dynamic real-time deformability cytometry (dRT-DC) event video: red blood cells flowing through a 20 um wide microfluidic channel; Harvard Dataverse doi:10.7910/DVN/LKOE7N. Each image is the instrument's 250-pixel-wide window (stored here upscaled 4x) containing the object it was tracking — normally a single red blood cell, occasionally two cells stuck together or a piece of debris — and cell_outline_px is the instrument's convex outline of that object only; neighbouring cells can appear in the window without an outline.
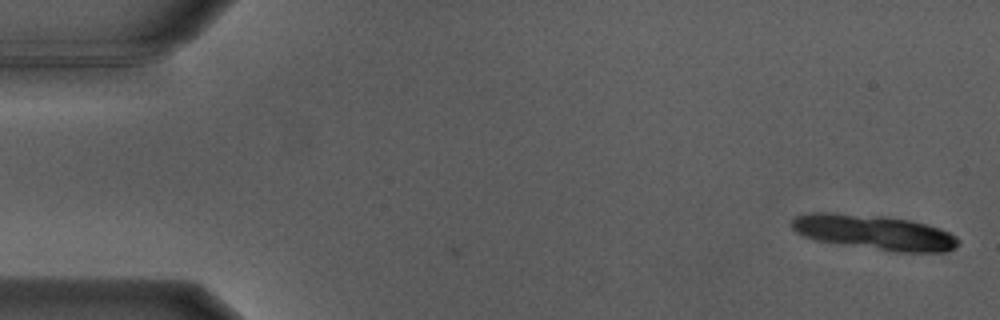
{"species": "Egyptian fruit bat (a non-hibernating species)", "species_latin": "Rousettus aegyptiacus", "temperature_condition": "warm", "stored_images_in_passage": 5, "camera_frame_rate_fps": 3000, "um_per_image_px": 0.085, "animal": {"sex": "male"}, "frame": {"image": 1, "passage_image": 5, "time_ms": 1.333, "image_size_px": [1000, 320], "cell_outline_px": [[960, 240], [952, 248], [944, 252], [900, 252], [816, 240], [804, 236], [796, 232], [792, 228], [792, 220], [796, 216], [812, 212], [836, 212], [888, 216], [908, 220], [940, 228], [956, 236]], "centroid_in_image_um": [74.28, 19.72], "position_along_channel_um": 10.7, "area_um2": 33.58}}